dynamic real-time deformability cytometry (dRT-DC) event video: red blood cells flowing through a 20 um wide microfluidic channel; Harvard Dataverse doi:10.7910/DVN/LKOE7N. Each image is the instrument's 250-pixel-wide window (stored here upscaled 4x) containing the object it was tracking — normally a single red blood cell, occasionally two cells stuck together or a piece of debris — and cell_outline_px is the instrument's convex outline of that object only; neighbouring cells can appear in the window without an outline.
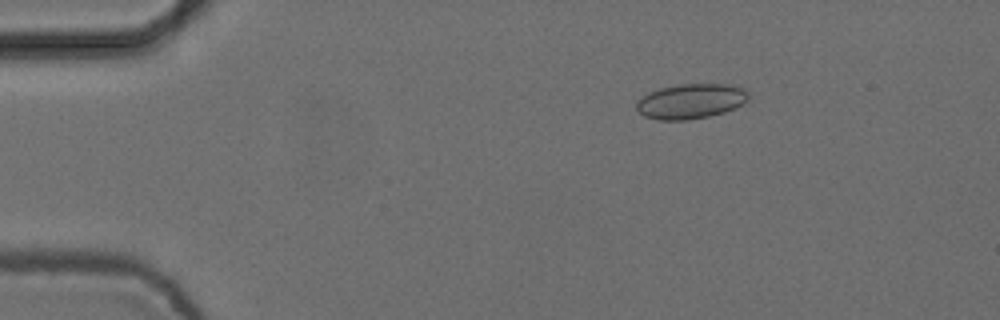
{"species": "common noctule bat (a hibernating species)", "species_latin": "Nyctalus noctula", "temperature_condition": "cold", "stored_images_in_passage": 5, "camera_frame_rate_fps": 3000, "um_per_image_px": 0.085, "animal": {"sex": "female", "body_mass_g": 24.6, "forearm_length_mm": 56.2}, "frame": {"image": 1, "passage_image": 3, "time_ms": 0.667, "image_size_px": [1000, 320], "cell_outline_px": [[748, 100], [724, 112], [708, 116], [688, 120], [660, 120], [644, 116], [636, 108], [636, 100], [660, 88], [676, 84], [732, 84], [748, 88]], "centroid_in_image_um": [58.74, 8.59], "position_along_channel_um": 26.3, "area_um2": 22.83}}